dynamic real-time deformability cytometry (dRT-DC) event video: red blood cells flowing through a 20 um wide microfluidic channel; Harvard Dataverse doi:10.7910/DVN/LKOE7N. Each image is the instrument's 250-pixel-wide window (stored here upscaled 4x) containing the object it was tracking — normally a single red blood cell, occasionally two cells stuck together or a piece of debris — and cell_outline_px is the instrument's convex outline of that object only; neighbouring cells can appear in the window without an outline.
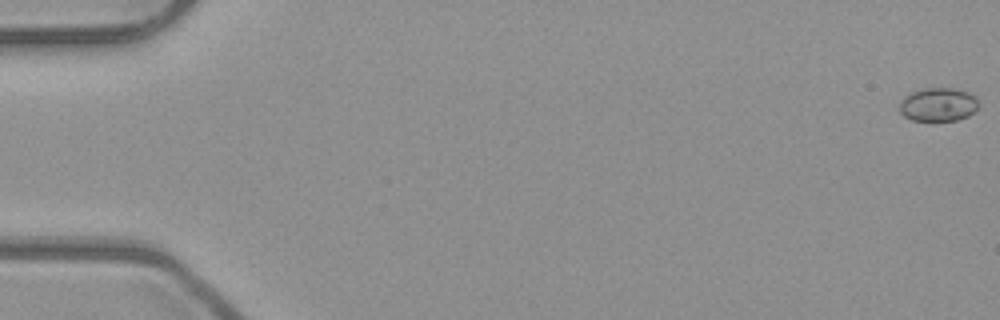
{"species": "common noctule bat (a hibernating species)", "species_latin": "Nyctalus noctula", "temperature_condition": "room temperature", "stored_images_in_passage": 14, "camera_frame_rate_fps": 3000, "um_per_image_px": 0.085, "animal": {"sex": "male", "body_mass_g": 23.1, "forearm_length_mm": 52.7}, "frame": {"image": 1, "passage_image": 1, "time_ms": 0.0, "image_size_px": [1000, 320], "cell_outline_px": [[980, 104], [968, 116], [956, 120], [912, 120], [904, 116], [900, 112], [900, 100], [904, 96], [912, 92], [924, 88], [952, 88], [968, 92], [976, 96]], "centroid_in_image_um": [79.75, 8.87], "position_along_channel_um": 5.3, "area_um2": 15.43}}